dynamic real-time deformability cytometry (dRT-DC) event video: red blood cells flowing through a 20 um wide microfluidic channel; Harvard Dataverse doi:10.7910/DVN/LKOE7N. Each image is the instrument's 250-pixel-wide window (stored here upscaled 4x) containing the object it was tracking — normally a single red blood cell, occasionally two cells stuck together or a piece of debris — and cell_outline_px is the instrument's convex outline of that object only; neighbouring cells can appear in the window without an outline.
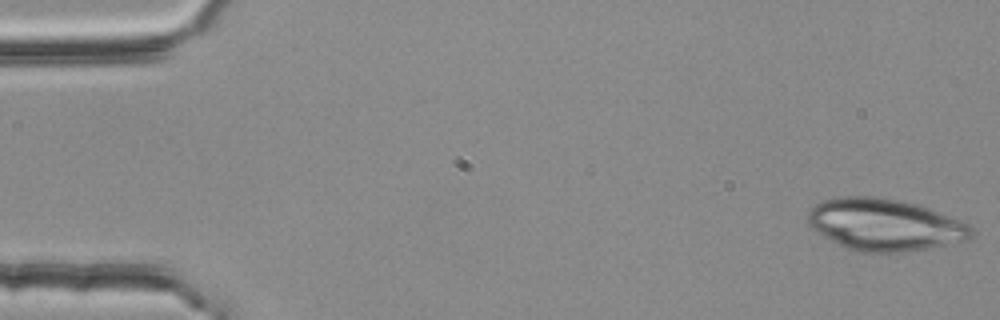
{"species": "common noctule bat (a hibernating species)", "species_latin": "Nyctalus noctula", "temperature_condition": "room temperature", "stored_images_in_passage": 15, "camera_frame_rate_fps": 3000, "um_per_image_px": 0.085, "animal": {"sex": "female", "body_mass_g": 25.1}, "frame": {"image": 1, "passage_image": 1, "time_ms": 0.0, "image_size_px": [1000, 320], "cell_outline_px": [[972, 236], [968, 240], [888, 256], [856, 252], [824, 236], [812, 228], [808, 224], [808, 212], [820, 200], [840, 196], [876, 196], [916, 204], [928, 208], [968, 224], [972, 228]], "centroid_in_image_um": [75.18, 19.13], "position_along_channel_um": 9.8, "area_um2": 49.94}}